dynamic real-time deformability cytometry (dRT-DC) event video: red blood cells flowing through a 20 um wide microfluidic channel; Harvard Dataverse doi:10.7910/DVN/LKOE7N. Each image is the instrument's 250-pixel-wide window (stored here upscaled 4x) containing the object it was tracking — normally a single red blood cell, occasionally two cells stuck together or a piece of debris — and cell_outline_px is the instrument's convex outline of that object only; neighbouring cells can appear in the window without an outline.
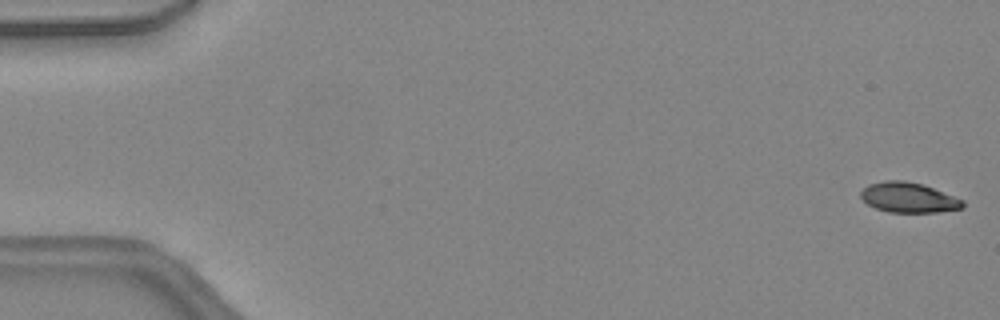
{"species": "common noctule bat (a hibernating species)", "species_latin": "Nyctalus noctula", "temperature_condition": "warm", "stored_images_in_passage": 46, "camera_frame_rate_fps": 3000, "um_per_image_px": 0.085, "animal": {"sex": "female", "body_mass_g": 24.6, "forearm_length_mm": 56.2}, "frame": {"image": 1, "passage_image": 1, "time_ms": 0.0, "image_size_px": [1000, 320], "cell_outline_px": [[964, 208], [936, 212], [888, 212], [876, 208], [868, 204], [860, 196], [860, 192], [868, 184], [884, 180], [904, 180], [924, 184], [964, 200]], "centroid_in_image_um": [77.23, 16.78], "position_along_channel_um": 7.8, "area_um2": 17.98}}
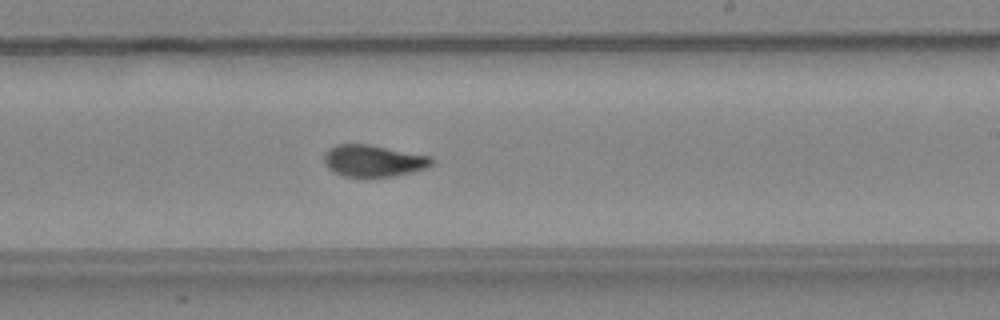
{"frame": {"image": 2, "passage_image": 28, "time_ms": 9.0, "image_size_px": [1000, 320], "cell_outline_px": [[432, 164], [428, 168], [396, 176], [344, 176], [332, 172], [324, 164], [324, 152], [328, 148], [336, 144], [368, 144], [432, 156]], "centroid_in_image_um": [31.72, 13.66], "position_along_channel_um": 257.3, "area_um2": 20.06}}
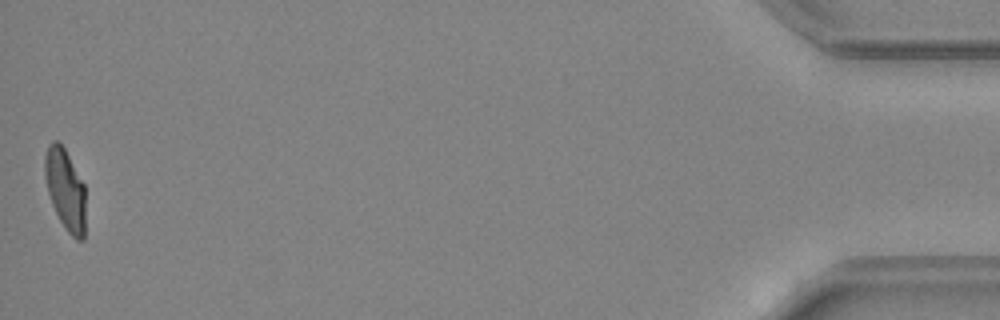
{"frame": {"image": 3, "passage_image": 46, "time_ms": 15.0, "image_size_px": [1000, 320], "cell_outline_px": [[84, 240], [76, 240], [68, 232], [60, 220], [52, 204], [48, 192], [44, 176], [44, 156], [48, 144], [52, 140], [56, 140], [64, 148], [84, 184]], "centroid_in_image_um": [5.53, 16.08], "position_along_channel_um": 429.7, "area_um2": 19.07}, "authors_computed_cell_mechanics": {"area_um2": 19.7676, "velocity_mm_per_s": 4.4945, "shape_relaxation_time_tau1_ms": 9.2288, "shape_relaxation_time_tau2_ms": 1.1631, "deformation_change_tau1": 0.3118, "deformation_change_tau2": 0.0656}}